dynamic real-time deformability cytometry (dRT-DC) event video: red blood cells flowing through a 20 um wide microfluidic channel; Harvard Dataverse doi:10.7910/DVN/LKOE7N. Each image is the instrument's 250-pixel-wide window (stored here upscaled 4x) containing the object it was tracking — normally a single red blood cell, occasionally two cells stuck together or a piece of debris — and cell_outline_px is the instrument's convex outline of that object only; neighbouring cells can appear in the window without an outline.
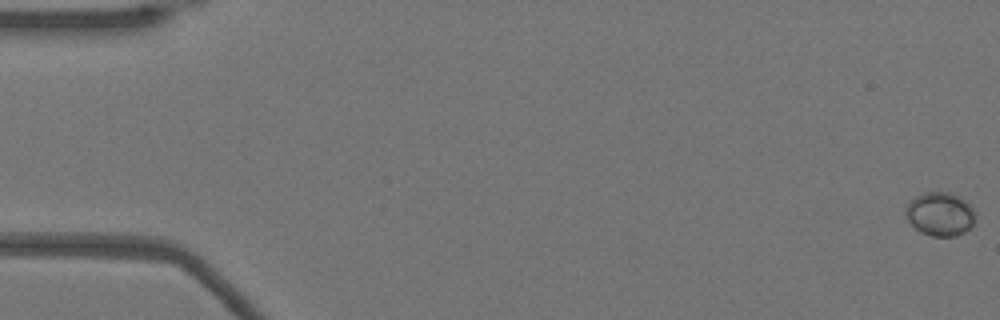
{"species": "Egyptian fruit bat (a non-hibernating species)", "species_latin": "Rousettus aegyptiacus", "temperature_condition": "warm", "stored_images_in_passage": 53, "camera_frame_rate_fps": 3000, "um_per_image_px": 0.085, "animal": {"sex": "female"}, "frame": {"image": 1, "passage_image": 1, "time_ms": 0.0, "image_size_px": [1000, 320], "cell_outline_px": [[976, 220], [964, 232], [956, 236], [932, 236], [920, 232], [908, 220], [904, 212], [908, 204], [916, 196], [924, 192], [948, 192], [960, 196], [976, 212]], "centroid_in_image_um": [79.92, 18.19], "position_along_channel_um": 5.1, "area_um2": 17.69}}
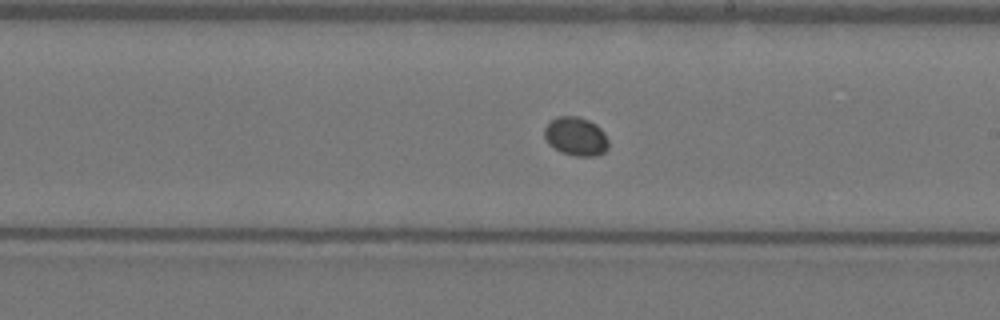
{"frame": {"image": 2, "passage_image": 31, "time_ms": 10.0, "image_size_px": [1000, 320], "cell_outline_px": [[608, 148], [604, 152], [596, 156], [576, 156], [560, 152], [548, 144], [544, 136], [544, 128], [556, 116], [580, 116], [596, 124], [604, 132], [608, 140]], "centroid_in_image_um": [48.95, 11.59], "position_along_channel_um": 240.1, "area_um2": 14.57}}
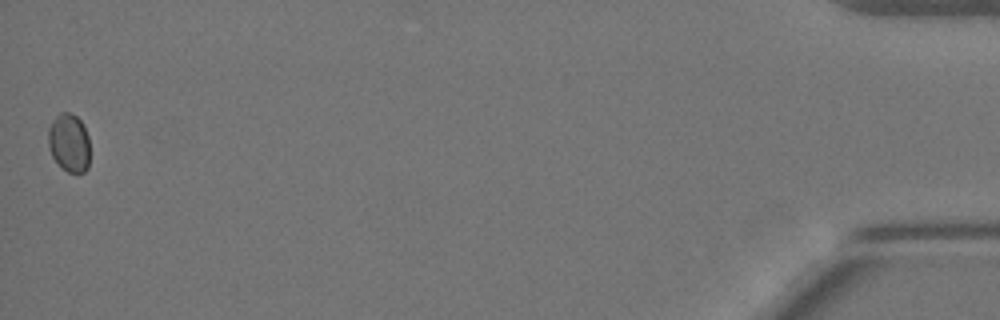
{"frame": {"image": 3, "passage_image": 53, "time_ms": 17.333, "image_size_px": [1000, 320], "cell_outline_px": [[88, 168], [84, 172], [68, 172], [52, 156], [48, 144], [48, 128], [52, 120], [60, 112], [68, 112], [76, 116], [84, 124], [88, 136]], "centroid_in_image_um": [5.86, 12.09], "position_along_channel_um": 429.3, "area_um2": 14.05}}